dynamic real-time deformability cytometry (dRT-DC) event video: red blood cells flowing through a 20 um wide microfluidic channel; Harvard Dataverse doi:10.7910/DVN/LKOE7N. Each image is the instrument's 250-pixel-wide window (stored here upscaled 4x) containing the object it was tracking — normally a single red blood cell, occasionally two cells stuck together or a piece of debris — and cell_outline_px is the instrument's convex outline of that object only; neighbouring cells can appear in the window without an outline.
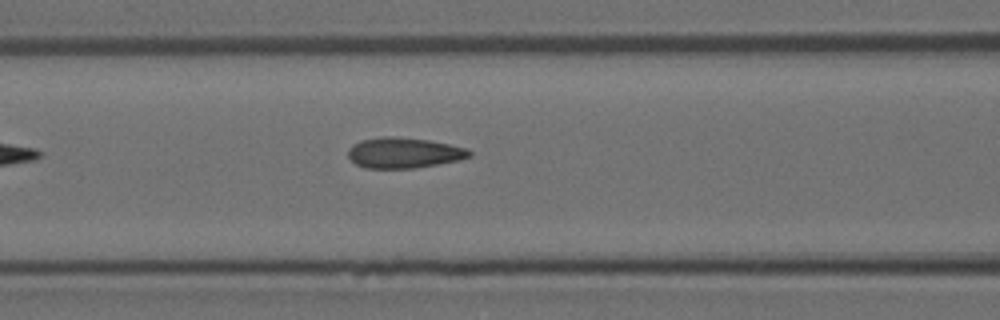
{"species": "Egyptian fruit bat (a non-hibernating species)", "species_latin": "Rousettus aegyptiacus", "temperature_condition": "room temperature", "stored_images_in_passage": 4, "segment_of_instrument_passage": [1, 2], "camera_frame_rate_fps": 3000, "um_per_image_px": 0.085, "animal": {"sex": "female"}, "frame": {"image": 1, "passage_image": 3, "time_ms": 0.667, "image_size_px": [1000, 320], "cell_outline_px": [[472, 156], [460, 160], [416, 168], [364, 168], [356, 164], [348, 156], [348, 148], [352, 144], [360, 140], [384, 136], [428, 140], [468, 148], [472, 152]], "centroid_in_image_um": [34.33, 13.0], "position_along_channel_um": 132.3, "area_um2": 21.62}}